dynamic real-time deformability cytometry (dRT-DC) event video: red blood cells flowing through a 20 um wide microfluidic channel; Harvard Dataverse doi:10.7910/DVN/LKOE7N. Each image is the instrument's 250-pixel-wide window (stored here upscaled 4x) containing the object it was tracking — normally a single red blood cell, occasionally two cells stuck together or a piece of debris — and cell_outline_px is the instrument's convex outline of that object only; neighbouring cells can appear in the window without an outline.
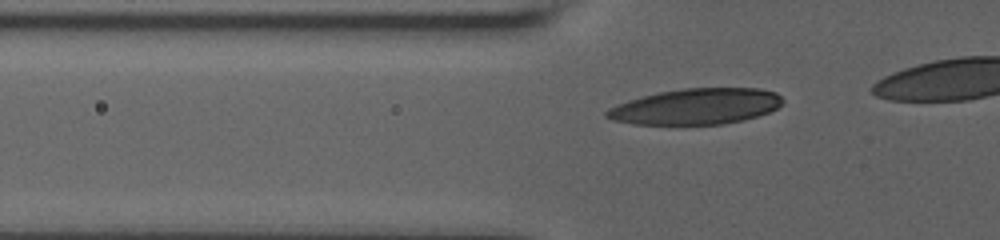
{"species": "human", "species_latin": "Homo sapiens", "temperature_condition": "room temperature", "stored_images_in_passage": 24, "camera_frame_rate_fps": 3000, "um_per_image_px": 0.085, "donor": {"sex": "male"}, "frame": {"image": 1, "passage_image": 4, "time_ms": 1.333, "image_size_px": [1000, 240], "cell_outline_px": [[784, 100], [776, 108], [768, 112], [744, 120], [724, 124], [632, 124], [612, 120], [604, 116], [604, 112], [608, 108], [616, 104], [628, 100], [660, 92], [684, 88], [760, 88], [776, 92]], "centroid_in_image_um": [59.14, 9.05], "position_along_channel_um": 66.7, "area_um2": 36.76}}
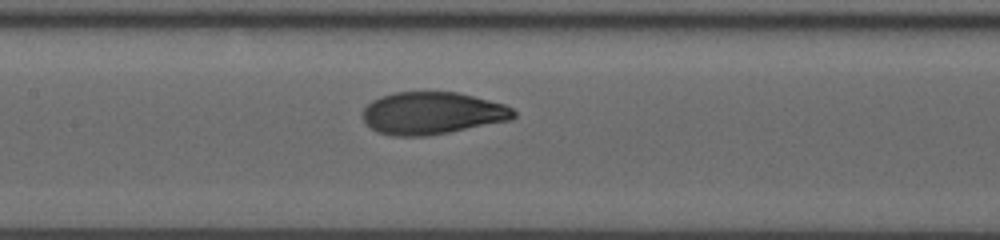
{"frame": {"image": 2, "passage_image": 11, "time_ms": 4.333, "image_size_px": [1000, 240], "cell_outline_px": [[516, 116], [512, 120], [428, 136], [392, 136], [376, 132], [364, 120], [364, 108], [372, 100], [380, 96], [392, 92], [456, 92], [504, 104], [512, 108], [516, 112]], "centroid_in_image_um": [36.74, 9.62], "position_along_channel_um": 170.7, "area_um2": 37.22}}
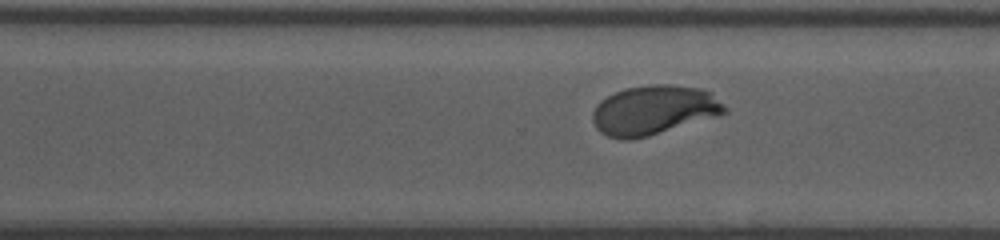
{"frame": {"image": 3, "passage_image": 21, "time_ms": 8.333, "image_size_px": [1000, 240], "cell_outline_px": [[728, 112], [716, 116], [648, 136], [632, 140], [624, 140], [608, 136], [600, 132], [596, 128], [592, 120], [592, 112], [596, 104], [600, 100], [624, 88], [656, 84], [668, 84], [700, 88], [712, 92], [728, 108]], "centroid_in_image_um": [55.57, 9.36], "position_along_channel_um": 315.0, "area_um2": 38.09}}